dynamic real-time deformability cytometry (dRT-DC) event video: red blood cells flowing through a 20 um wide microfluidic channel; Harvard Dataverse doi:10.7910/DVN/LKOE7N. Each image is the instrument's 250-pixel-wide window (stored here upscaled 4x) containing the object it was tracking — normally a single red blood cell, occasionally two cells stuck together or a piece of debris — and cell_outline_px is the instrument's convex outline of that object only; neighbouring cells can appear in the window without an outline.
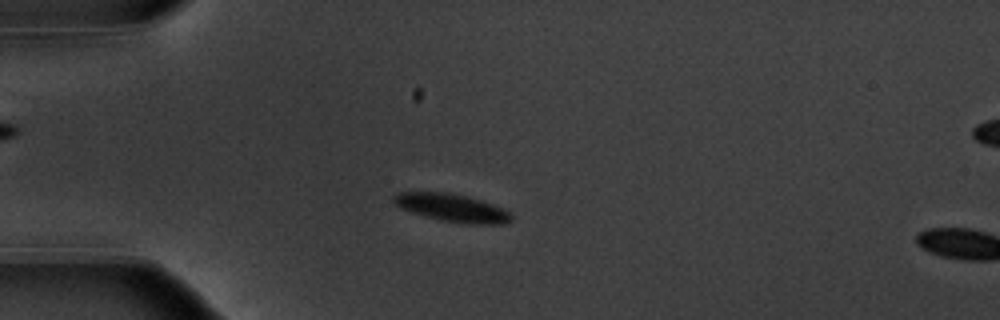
{"species": "common noctule bat (a hibernating species)", "species_latin": "Nyctalus noctula", "temperature_condition": "warm", "stored_images_in_passage": 15, "camera_frame_rate_fps": 3000, "um_per_image_px": 0.085, "animal": {"sex": "male", "body_mass_g": 20.1, "forearm_length_mm": 53.5}, "frame": {"image": 1, "passage_image": 13, "time_ms": 4.0, "image_size_px": [1000, 320], "cell_outline_px": [[512, 220], [504, 224], [468, 224], [440, 220], [424, 216], [400, 208], [392, 200], [392, 196], [396, 192], [448, 192], [480, 200], [504, 208], [512, 216]], "centroid_in_image_um": [38.4, 17.66], "position_along_channel_um": 46.6, "area_um2": 19.07}}